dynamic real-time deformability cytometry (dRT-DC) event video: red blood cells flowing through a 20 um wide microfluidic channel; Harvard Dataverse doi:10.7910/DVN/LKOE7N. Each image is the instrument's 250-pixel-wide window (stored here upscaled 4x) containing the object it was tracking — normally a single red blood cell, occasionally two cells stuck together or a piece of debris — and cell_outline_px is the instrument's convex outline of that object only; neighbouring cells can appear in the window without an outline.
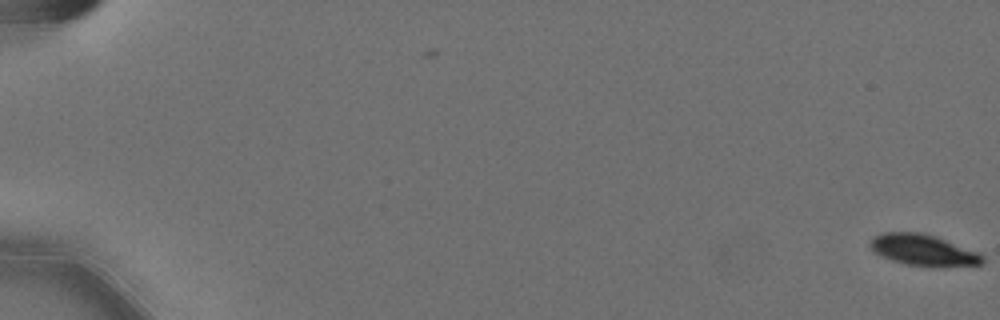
{"species": "Egyptian fruit bat (a non-hibernating species)", "species_latin": "Rousettus aegyptiacus", "temperature_condition": "cold", "stored_images_in_passage": 4, "camera_frame_rate_fps": 3000, "um_per_image_px": 0.085, "animal": {"sex": "female"}, "frame": {"image": 1, "passage_image": 4, "time_ms": 1.0, "image_size_px": [1000, 320], "cell_outline_px": [[984, 264], [944, 268], [932, 268], [904, 264], [880, 256], [872, 252], [868, 244], [872, 236], [884, 232], [924, 232], [984, 252]], "centroid_in_image_um": [78.55, 21.28], "position_along_channel_um": 6.4, "area_um2": 21.68}}